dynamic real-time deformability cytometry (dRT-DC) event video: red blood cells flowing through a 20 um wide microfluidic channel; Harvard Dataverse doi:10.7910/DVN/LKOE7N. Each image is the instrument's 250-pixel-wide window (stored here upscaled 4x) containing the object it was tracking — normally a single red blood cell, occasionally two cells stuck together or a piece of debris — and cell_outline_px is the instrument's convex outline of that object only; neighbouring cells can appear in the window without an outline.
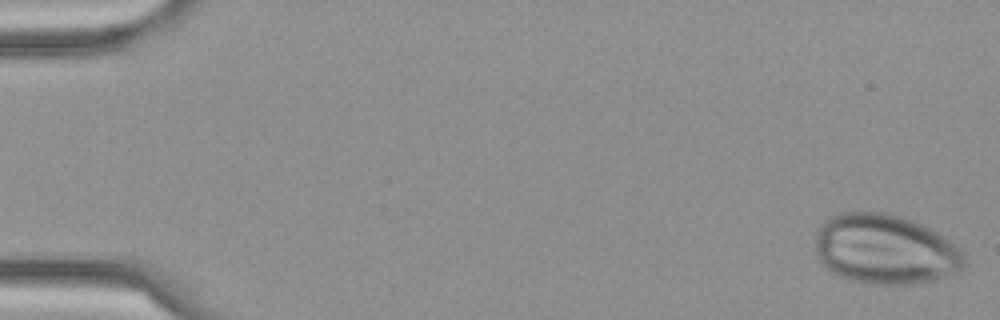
{"species": "Egyptian fruit bat (a non-hibernating species)", "species_latin": "Rousettus aegyptiacus", "temperature_condition": "cold", "stored_images_in_passage": 57, "camera_frame_rate_fps": 3000, "um_per_image_px": 0.085, "frame": {"image": 1, "passage_image": 1, "time_ms": 0.0, "image_size_px": [1000, 320], "cell_outline_px": [[964, 268], [932, 280], [912, 284], [868, 284], [852, 280], [840, 276], [832, 272], [816, 256], [816, 236], [820, 224], [828, 216], [840, 212], [884, 212], [900, 216], [912, 220], [936, 232], [952, 244], [964, 256]], "centroid_in_image_um": [75.17, 21.18], "position_along_channel_um": 9.8, "area_um2": 60.11}}
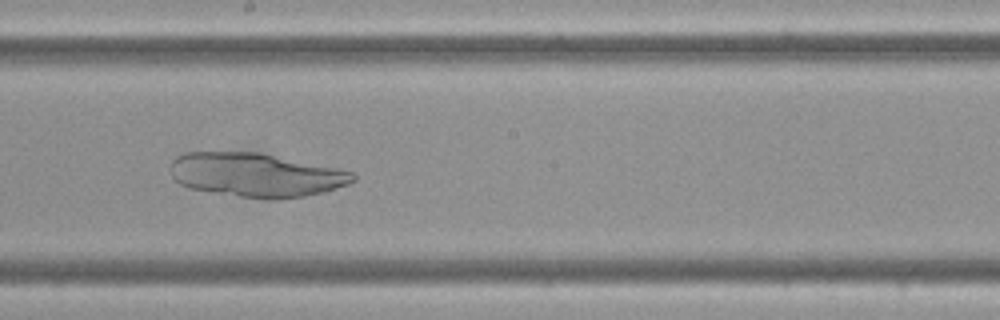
{"frame": {"image": 2, "passage_image": 32, "time_ms": 10.333, "image_size_px": [1000, 320], "cell_outline_px": [[356, 180], [348, 184], [320, 192], [304, 196], [240, 196], [188, 188], [180, 184], [172, 176], [168, 168], [172, 160], [176, 156], [184, 152], [260, 152], [336, 168], [352, 172], [356, 176]], "centroid_in_image_um": [21.68, 14.82], "position_along_channel_um": 226.5, "area_um2": 45.66}}
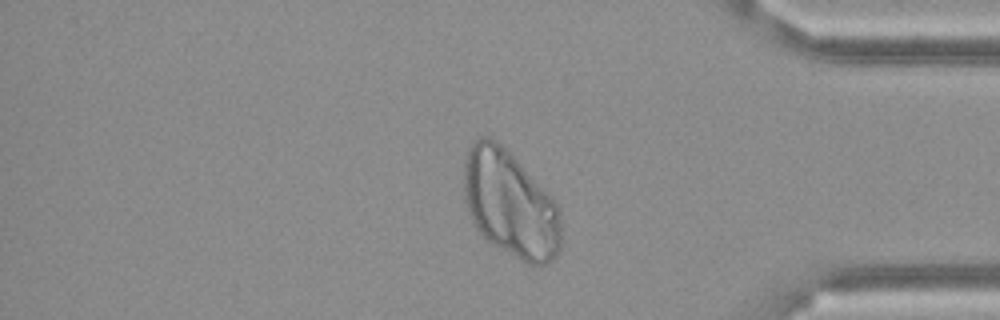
{"frame": {"image": 3, "passage_image": 48, "time_ms": 15.667, "image_size_px": [1000, 320], "cell_outline_px": [[560, 248], [556, 256], [548, 264], [528, 264], [488, 240], [472, 224], [468, 212], [464, 196], [464, 160], [468, 148], [472, 140], [480, 136], [488, 136], [500, 144], [556, 200], [560, 208]], "centroid_in_image_um": [43.35, 17.32], "position_along_channel_um": 391.8, "area_um2": 60.23}}